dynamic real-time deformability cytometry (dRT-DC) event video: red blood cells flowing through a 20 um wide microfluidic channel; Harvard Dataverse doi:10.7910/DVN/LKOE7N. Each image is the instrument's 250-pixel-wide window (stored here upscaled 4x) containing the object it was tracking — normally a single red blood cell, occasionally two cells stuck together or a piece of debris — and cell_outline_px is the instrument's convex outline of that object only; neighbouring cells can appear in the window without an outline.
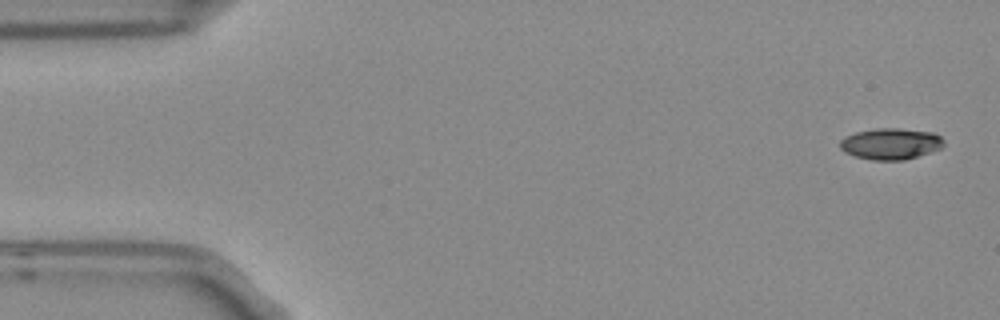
{"species": "Egyptian fruit bat (a non-hibernating species)", "species_latin": "Rousettus aegyptiacus", "temperature_condition": "room temperature", "stored_images_in_passage": 4, "camera_frame_rate_fps": 3000, "um_per_image_px": 0.085, "frame": {"image": 1, "passage_image": 1, "time_ms": 0.0, "image_size_px": [1000, 320], "cell_outline_px": [[944, 144], [940, 148], [904, 160], [872, 160], [856, 156], [844, 152], [840, 148], [840, 140], [844, 136], [856, 132], [872, 128], [900, 128], [932, 132], [940, 136], [944, 140]], "centroid_in_image_um": [75.67, 12.2], "position_along_channel_um": 9.3, "area_um2": 18.9}}